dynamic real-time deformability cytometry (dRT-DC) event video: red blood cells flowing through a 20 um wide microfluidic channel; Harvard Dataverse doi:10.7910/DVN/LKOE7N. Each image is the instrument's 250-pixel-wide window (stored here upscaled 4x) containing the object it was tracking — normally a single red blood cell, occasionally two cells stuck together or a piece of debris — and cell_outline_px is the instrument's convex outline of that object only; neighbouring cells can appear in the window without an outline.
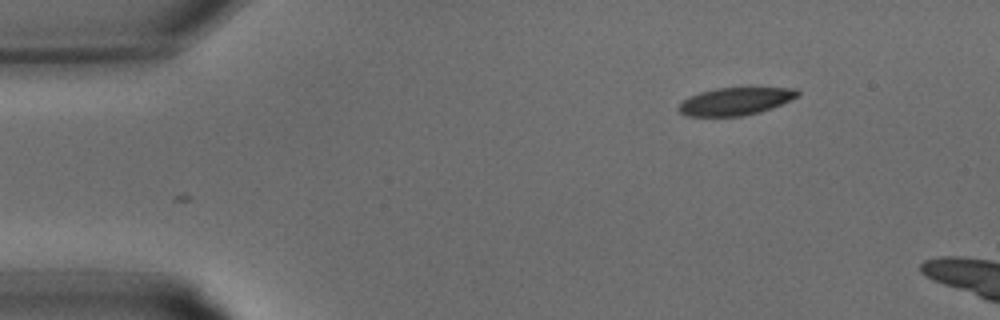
{"species": "common noctule bat (a hibernating species)", "species_latin": "Nyctalus noctula", "temperature_condition": "warm", "stored_images_in_passage": 4, "camera_frame_rate_fps": 3000, "um_per_image_px": 0.085, "animal": {"sex": "male", "body_mass_g": 15.6}, "frame": {"image": 1, "passage_image": 4, "time_ms": 1.0, "image_size_px": [1000, 320], "cell_outline_px": [[800, 96], [772, 108], [760, 112], [744, 116], [688, 116], [680, 112], [676, 108], [688, 96], [700, 92], [716, 88], [796, 88], [800, 92]], "centroid_in_image_um": [62.52, 8.61], "position_along_channel_um": 22.5, "area_um2": 19.19}}